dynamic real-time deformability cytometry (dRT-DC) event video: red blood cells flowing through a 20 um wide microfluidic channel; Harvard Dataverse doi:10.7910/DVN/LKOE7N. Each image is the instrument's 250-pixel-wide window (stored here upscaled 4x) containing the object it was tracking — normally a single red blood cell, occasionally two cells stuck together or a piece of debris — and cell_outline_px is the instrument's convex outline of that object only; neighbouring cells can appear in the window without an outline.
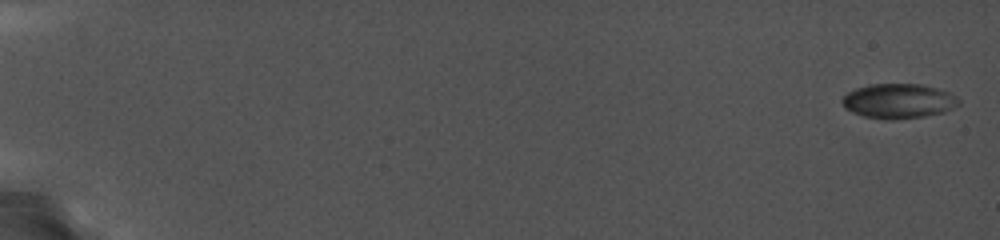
{"species": "common noctule bat (a hibernating species)", "species_latin": "Nyctalus noctula", "temperature_condition": "cold", "stored_images_in_passage": 42, "camera_frame_rate_fps": 5000, "um_per_image_px": 0.085, "animal": {"sex": "female", "body_mass_g": 19.0, "forearm_length_mm": 56.7}, "frame": {"image": 1, "passage_image": 1, "time_ms": 0.0, "image_size_px": [1000, 240], "cell_outline_px": [[960, 104], [940, 112], [920, 116], [868, 116], [856, 112], [848, 108], [844, 104], [844, 96], [848, 92], [856, 88], [868, 84], [924, 84], [948, 92], [956, 96], [960, 100]], "centroid_in_image_um": [76.43, 8.51], "position_along_channel_um": 8.6, "area_um2": 22.08}}
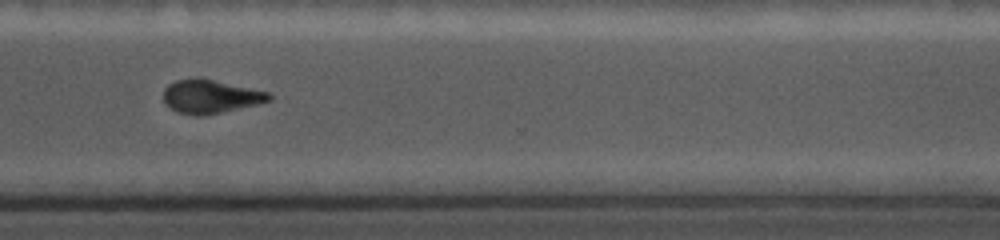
{"frame": {"image": 2, "passage_image": 34, "time_ms": 6.6, "image_size_px": [1000, 240], "cell_outline_px": [[272, 100], [256, 104], [220, 112], [200, 116], [176, 112], [164, 104], [164, 88], [168, 84], [176, 80], [196, 76], [200, 76], [268, 92], [272, 96]], "centroid_in_image_um": [17.84, 8.17], "position_along_channel_um": 352.8, "area_um2": 20.81}}
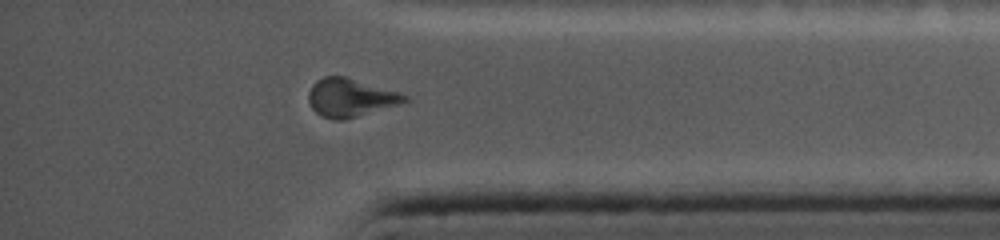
{"frame": {"image": 3, "passage_image": 38, "time_ms": 7.4, "image_size_px": [1000, 240], "cell_outline_px": [[408, 100], [400, 104], [344, 120], [332, 120], [320, 116], [312, 108], [308, 100], [308, 92], [312, 84], [316, 80], [324, 76], [344, 76], [400, 92], [408, 96]], "centroid_in_image_um": [29.76, 8.3], "position_along_channel_um": 405.4, "area_um2": 21.5}}